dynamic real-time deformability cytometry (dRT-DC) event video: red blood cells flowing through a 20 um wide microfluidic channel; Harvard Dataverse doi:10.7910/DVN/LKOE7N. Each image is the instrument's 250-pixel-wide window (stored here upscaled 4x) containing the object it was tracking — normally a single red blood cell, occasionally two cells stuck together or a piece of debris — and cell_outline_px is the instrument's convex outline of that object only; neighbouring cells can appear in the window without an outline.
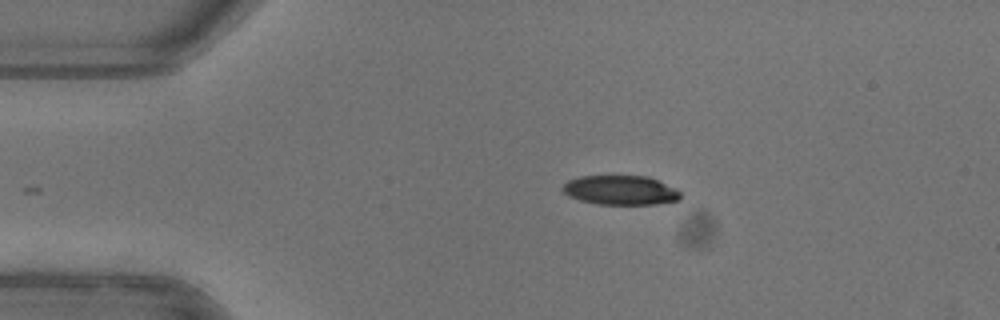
{"species": "common noctule bat (a hibernating species)", "species_latin": "Nyctalus noctula", "temperature_condition": "warm", "stored_images_in_passage": 31, "camera_frame_rate_fps": 3000, "um_per_image_px": 0.085, "animal": {"sex": "female"}, "frame": {"image": 1, "passage_image": 1, "time_ms": 0.0, "image_size_px": [1000, 320], "cell_outline_px": [[680, 200], [656, 204], [596, 204], [580, 200], [568, 196], [560, 188], [568, 180], [580, 176], [648, 176], [676, 188], [680, 192]], "centroid_in_image_um": [52.73, 16.16], "position_along_channel_um": 32.3, "area_um2": 20.23}}
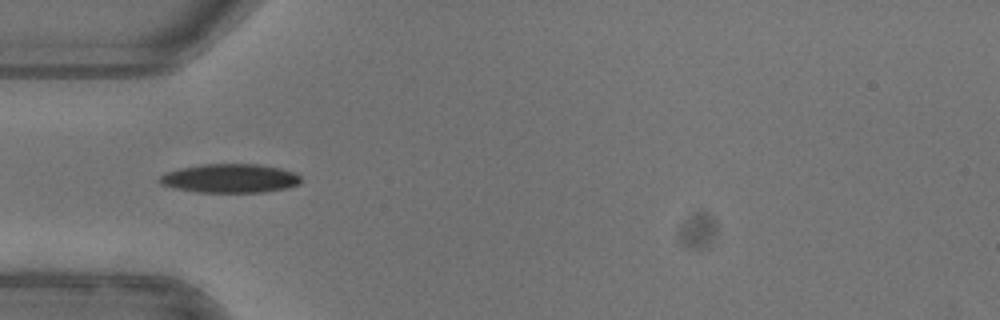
{"frame": {"image": 2, "passage_image": 7, "time_ms": 2.0, "image_size_px": [1000, 320], "cell_outline_px": [[300, 184], [288, 188], [264, 192], [196, 192], [176, 188], [160, 184], [156, 180], [160, 176], [168, 172], [180, 168], [204, 164], [260, 164], [280, 168], [296, 172], [300, 176]], "centroid_in_image_um": [19.58, 15.16], "position_along_channel_um": 65.4, "area_um2": 23.87}}
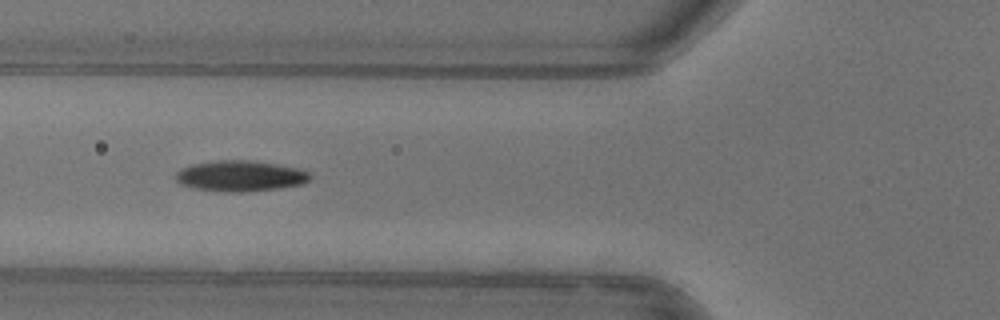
{"frame": {"image": 3, "passage_image": 10, "time_ms": 3.0, "image_size_px": [1000, 320], "cell_outline_px": [[312, 176], [304, 184], [276, 188], [240, 192], [228, 192], [196, 188], [180, 184], [176, 180], [176, 172], [180, 168], [192, 164], [216, 160], [248, 160], [296, 168], [308, 172]], "centroid_in_image_um": [20.38, 14.95], "position_along_channel_um": 105.4, "area_um2": 23.76}, "authors_computed_cell_mechanics": {"area_um2": 23.7558, "velocity_mm_per_s": 3.9867, "shape_relaxation_time_tau1_ms": 5.4552, "shape_relaxation_time_tau2_ms": 7.1353, "deformation_change_tau1": 0.1969, "deformation_change_tau2": 0.133}}